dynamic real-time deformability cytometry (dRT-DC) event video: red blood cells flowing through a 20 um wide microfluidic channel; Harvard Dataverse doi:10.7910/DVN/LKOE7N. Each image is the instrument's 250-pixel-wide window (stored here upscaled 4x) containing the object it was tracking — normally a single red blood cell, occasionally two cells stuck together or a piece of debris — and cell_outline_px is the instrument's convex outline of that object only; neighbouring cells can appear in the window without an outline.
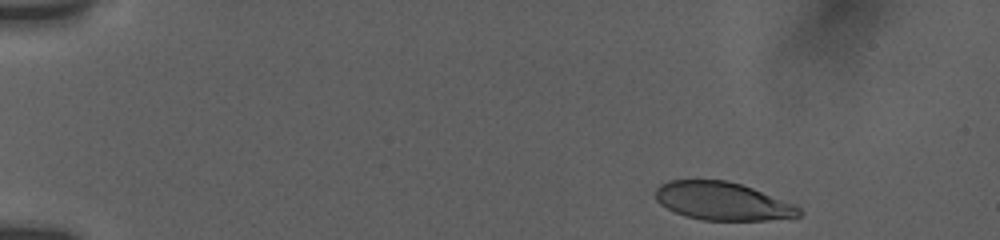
{"species": "human", "species_latin": "Homo sapiens", "temperature_condition": "room temperature", "stored_images_in_passage": 12, "camera_frame_rate_fps": 3000, "um_per_image_px": 0.085, "donor": {"sex": "female"}, "frame": {"image": 1, "passage_image": 1, "time_ms": 0.0, "image_size_px": [1000, 240], "cell_outline_px": [[804, 212], [800, 216], [768, 220], [704, 220], [684, 216], [660, 204], [656, 200], [656, 188], [660, 184], [668, 180], [724, 180], [740, 184], [752, 188], [796, 204]], "centroid_in_image_um": [61.43, 17.1], "position_along_channel_um": 23.6, "area_um2": 31.85}}
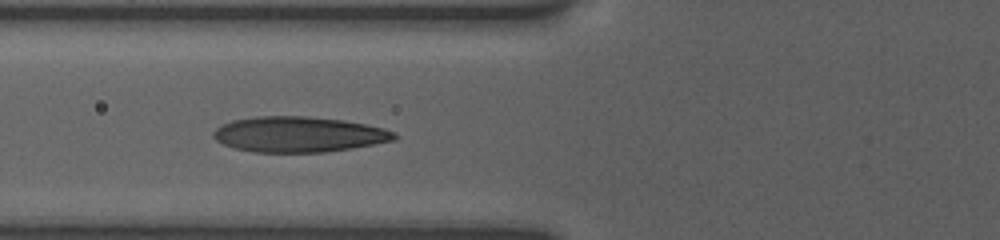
{"frame": {"image": 2, "passage_image": 7, "time_ms": 5.0, "image_size_px": [1000, 240], "cell_outline_px": [[396, 140], [352, 148], [328, 152], [252, 152], [236, 148], [224, 144], [216, 140], [212, 136], [212, 132], [216, 128], [232, 120], [256, 116], [304, 116], [344, 120], [384, 128], [396, 132]], "centroid_in_image_um": [25.4, 11.42], "position_along_channel_um": 100.4, "area_um2": 37.45}}
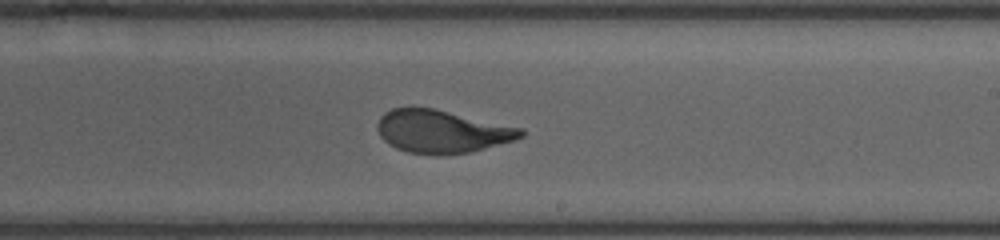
{"frame": {"image": 3, "passage_image": 12, "time_ms": 9.0, "image_size_px": [1000, 240], "cell_outline_px": [[524, 136], [512, 140], [484, 148], [468, 152], [440, 156], [436, 156], [408, 152], [396, 148], [388, 144], [380, 136], [376, 128], [376, 124], [380, 116], [384, 112], [392, 108], [432, 108], [524, 128]], "centroid_in_image_um": [37.52, 11.18], "position_along_channel_um": 251.5, "area_um2": 35.84}}